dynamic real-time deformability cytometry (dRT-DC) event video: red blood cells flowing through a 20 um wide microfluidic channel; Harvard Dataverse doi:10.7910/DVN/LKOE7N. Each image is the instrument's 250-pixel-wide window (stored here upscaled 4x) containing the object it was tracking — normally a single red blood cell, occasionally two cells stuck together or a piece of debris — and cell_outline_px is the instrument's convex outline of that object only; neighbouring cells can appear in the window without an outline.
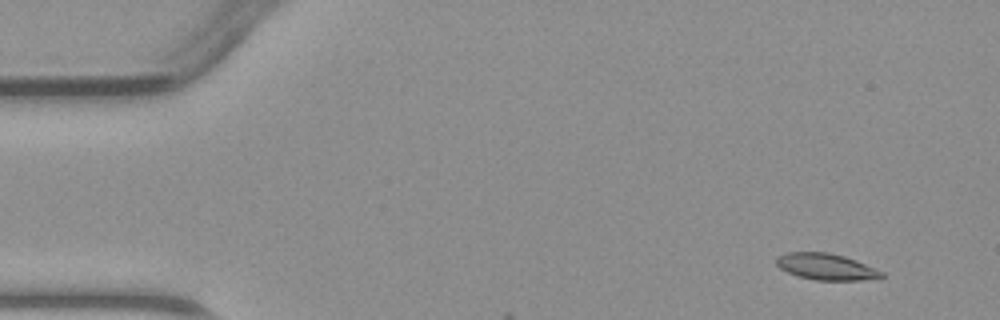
{"species": "common noctule bat (a hibernating species)", "species_latin": "Nyctalus noctula", "temperature_condition": "warm", "stored_images_in_passage": 3, "camera_frame_rate_fps": 3000, "um_per_image_px": 0.085, "animal": {"sex": "male", "body_mass_g": 23.1, "forearm_length_mm": 52.7}, "frame": {"image": 1, "passage_image": 1, "time_ms": 0.0, "image_size_px": [1000, 320], "cell_outline_px": [[884, 276], [880, 280], [816, 280], [800, 276], [788, 272], [780, 268], [776, 264], [776, 256], [788, 252], [828, 252], [844, 256], [856, 260], [884, 272]], "centroid_in_image_um": [70.27, 22.67], "position_along_channel_um": 14.7, "area_um2": 16.3}}